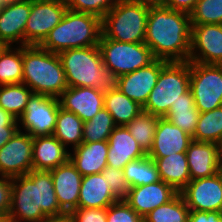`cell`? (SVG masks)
Returning a JSON list of instances; mask_svg holds the SVG:
<instances>
[{"mask_svg":"<svg viewBox=\"0 0 222 222\" xmlns=\"http://www.w3.org/2000/svg\"><path fill=\"white\" fill-rule=\"evenodd\" d=\"M64 215L50 171L33 169L12 178L10 222H44L47 218Z\"/></svg>","mask_w":222,"mask_h":222,"instance_id":"1","label":"cell"},{"mask_svg":"<svg viewBox=\"0 0 222 222\" xmlns=\"http://www.w3.org/2000/svg\"><path fill=\"white\" fill-rule=\"evenodd\" d=\"M192 25L190 14L164 5H150L144 43L156 59L188 61Z\"/></svg>","mask_w":222,"mask_h":222,"instance_id":"2","label":"cell"},{"mask_svg":"<svg viewBox=\"0 0 222 222\" xmlns=\"http://www.w3.org/2000/svg\"><path fill=\"white\" fill-rule=\"evenodd\" d=\"M23 80L33 93L59 98L68 88L58 53L39 45L22 46Z\"/></svg>","mask_w":222,"mask_h":222,"instance_id":"3","label":"cell"},{"mask_svg":"<svg viewBox=\"0 0 222 222\" xmlns=\"http://www.w3.org/2000/svg\"><path fill=\"white\" fill-rule=\"evenodd\" d=\"M102 35L101 19L95 15L68 10L39 45L42 49L59 53L66 49L98 46Z\"/></svg>","mask_w":222,"mask_h":222,"instance_id":"4","label":"cell"},{"mask_svg":"<svg viewBox=\"0 0 222 222\" xmlns=\"http://www.w3.org/2000/svg\"><path fill=\"white\" fill-rule=\"evenodd\" d=\"M58 55L68 87H93L105 90L112 84L98 46L66 49Z\"/></svg>","mask_w":222,"mask_h":222,"instance_id":"5","label":"cell"},{"mask_svg":"<svg viewBox=\"0 0 222 222\" xmlns=\"http://www.w3.org/2000/svg\"><path fill=\"white\" fill-rule=\"evenodd\" d=\"M149 6L132 0H117L101 19L102 36L120 42L143 43Z\"/></svg>","mask_w":222,"mask_h":222,"instance_id":"6","label":"cell"},{"mask_svg":"<svg viewBox=\"0 0 222 222\" xmlns=\"http://www.w3.org/2000/svg\"><path fill=\"white\" fill-rule=\"evenodd\" d=\"M190 90V61H168L160 71L143 111L164 117L171 105Z\"/></svg>","mask_w":222,"mask_h":222,"instance_id":"7","label":"cell"},{"mask_svg":"<svg viewBox=\"0 0 222 222\" xmlns=\"http://www.w3.org/2000/svg\"><path fill=\"white\" fill-rule=\"evenodd\" d=\"M98 48L112 81L121 75L145 67L156 59L144 42H120L101 35Z\"/></svg>","mask_w":222,"mask_h":222,"instance_id":"8","label":"cell"},{"mask_svg":"<svg viewBox=\"0 0 222 222\" xmlns=\"http://www.w3.org/2000/svg\"><path fill=\"white\" fill-rule=\"evenodd\" d=\"M190 90L199 113L222 106V65L190 62Z\"/></svg>","mask_w":222,"mask_h":222,"instance_id":"9","label":"cell"},{"mask_svg":"<svg viewBox=\"0 0 222 222\" xmlns=\"http://www.w3.org/2000/svg\"><path fill=\"white\" fill-rule=\"evenodd\" d=\"M64 0H31V11L24 31V46L40 45L67 11Z\"/></svg>","mask_w":222,"mask_h":222,"instance_id":"10","label":"cell"},{"mask_svg":"<svg viewBox=\"0 0 222 222\" xmlns=\"http://www.w3.org/2000/svg\"><path fill=\"white\" fill-rule=\"evenodd\" d=\"M59 107V98L32 93L17 121L22 122L27 131L25 133L33 138L51 136L55 130Z\"/></svg>","mask_w":222,"mask_h":222,"instance_id":"11","label":"cell"},{"mask_svg":"<svg viewBox=\"0 0 222 222\" xmlns=\"http://www.w3.org/2000/svg\"><path fill=\"white\" fill-rule=\"evenodd\" d=\"M33 137L20 129L0 148V176L10 178L26 175L33 170Z\"/></svg>","mask_w":222,"mask_h":222,"instance_id":"12","label":"cell"},{"mask_svg":"<svg viewBox=\"0 0 222 222\" xmlns=\"http://www.w3.org/2000/svg\"><path fill=\"white\" fill-rule=\"evenodd\" d=\"M190 211L222 213V175L191 180L180 192Z\"/></svg>","mask_w":222,"mask_h":222,"instance_id":"13","label":"cell"},{"mask_svg":"<svg viewBox=\"0 0 222 222\" xmlns=\"http://www.w3.org/2000/svg\"><path fill=\"white\" fill-rule=\"evenodd\" d=\"M191 25L192 33L188 61L222 65V24ZM198 50L200 54H196Z\"/></svg>","mask_w":222,"mask_h":222,"instance_id":"14","label":"cell"},{"mask_svg":"<svg viewBox=\"0 0 222 222\" xmlns=\"http://www.w3.org/2000/svg\"><path fill=\"white\" fill-rule=\"evenodd\" d=\"M167 62L163 59H155L145 67L117 77L112 81V84L143 107L157 83L161 68Z\"/></svg>","mask_w":222,"mask_h":222,"instance_id":"15","label":"cell"},{"mask_svg":"<svg viewBox=\"0 0 222 222\" xmlns=\"http://www.w3.org/2000/svg\"><path fill=\"white\" fill-rule=\"evenodd\" d=\"M104 94L105 90L93 87H68L59 96V103L61 108L86 122L104 107Z\"/></svg>","mask_w":222,"mask_h":222,"instance_id":"16","label":"cell"},{"mask_svg":"<svg viewBox=\"0 0 222 222\" xmlns=\"http://www.w3.org/2000/svg\"><path fill=\"white\" fill-rule=\"evenodd\" d=\"M31 11V0L0 5V42L4 46L20 43L24 46V31Z\"/></svg>","mask_w":222,"mask_h":222,"instance_id":"17","label":"cell"},{"mask_svg":"<svg viewBox=\"0 0 222 222\" xmlns=\"http://www.w3.org/2000/svg\"><path fill=\"white\" fill-rule=\"evenodd\" d=\"M50 173L59 206L66 214H69L72 210L78 208L83 176L77 171L70 159L50 170Z\"/></svg>","mask_w":222,"mask_h":222,"instance_id":"18","label":"cell"},{"mask_svg":"<svg viewBox=\"0 0 222 222\" xmlns=\"http://www.w3.org/2000/svg\"><path fill=\"white\" fill-rule=\"evenodd\" d=\"M178 192L165 183H156L131 187L124 201L143 218L160 205L172 200Z\"/></svg>","mask_w":222,"mask_h":222,"instance_id":"19","label":"cell"},{"mask_svg":"<svg viewBox=\"0 0 222 222\" xmlns=\"http://www.w3.org/2000/svg\"><path fill=\"white\" fill-rule=\"evenodd\" d=\"M192 136L173 125L168 119L159 117L153 139L150 157H167L179 152H186Z\"/></svg>","mask_w":222,"mask_h":222,"instance_id":"20","label":"cell"},{"mask_svg":"<svg viewBox=\"0 0 222 222\" xmlns=\"http://www.w3.org/2000/svg\"><path fill=\"white\" fill-rule=\"evenodd\" d=\"M185 153L191 180L211 177L220 171L218 144L192 140Z\"/></svg>","mask_w":222,"mask_h":222,"instance_id":"21","label":"cell"},{"mask_svg":"<svg viewBox=\"0 0 222 222\" xmlns=\"http://www.w3.org/2000/svg\"><path fill=\"white\" fill-rule=\"evenodd\" d=\"M108 144V167L123 170L125 165L130 161L147 155L130 134L126 126H116L109 136Z\"/></svg>","mask_w":222,"mask_h":222,"instance_id":"22","label":"cell"},{"mask_svg":"<svg viewBox=\"0 0 222 222\" xmlns=\"http://www.w3.org/2000/svg\"><path fill=\"white\" fill-rule=\"evenodd\" d=\"M65 148L53 135L33 138V169L50 171L66 163L70 153Z\"/></svg>","mask_w":222,"mask_h":222,"instance_id":"23","label":"cell"},{"mask_svg":"<svg viewBox=\"0 0 222 222\" xmlns=\"http://www.w3.org/2000/svg\"><path fill=\"white\" fill-rule=\"evenodd\" d=\"M108 141L81 143L70 153V161L82 175L101 173L107 167Z\"/></svg>","mask_w":222,"mask_h":222,"instance_id":"24","label":"cell"},{"mask_svg":"<svg viewBox=\"0 0 222 222\" xmlns=\"http://www.w3.org/2000/svg\"><path fill=\"white\" fill-rule=\"evenodd\" d=\"M118 200L101 173L83 176L78 208H108Z\"/></svg>","mask_w":222,"mask_h":222,"instance_id":"25","label":"cell"},{"mask_svg":"<svg viewBox=\"0 0 222 222\" xmlns=\"http://www.w3.org/2000/svg\"><path fill=\"white\" fill-rule=\"evenodd\" d=\"M162 181L180 193L191 181L185 152H179L167 157H151Z\"/></svg>","mask_w":222,"mask_h":222,"instance_id":"26","label":"cell"},{"mask_svg":"<svg viewBox=\"0 0 222 222\" xmlns=\"http://www.w3.org/2000/svg\"><path fill=\"white\" fill-rule=\"evenodd\" d=\"M104 108L111 114L116 126H126L142 111L143 107L111 84L105 89Z\"/></svg>","mask_w":222,"mask_h":222,"instance_id":"27","label":"cell"},{"mask_svg":"<svg viewBox=\"0 0 222 222\" xmlns=\"http://www.w3.org/2000/svg\"><path fill=\"white\" fill-rule=\"evenodd\" d=\"M199 111L195 106L192 91L182 94V98L173 103L164 116L173 125L193 136L197 127Z\"/></svg>","mask_w":222,"mask_h":222,"instance_id":"28","label":"cell"},{"mask_svg":"<svg viewBox=\"0 0 222 222\" xmlns=\"http://www.w3.org/2000/svg\"><path fill=\"white\" fill-rule=\"evenodd\" d=\"M83 120L73 112L59 107L57 121L53 136L65 147L73 144V148L83 142Z\"/></svg>","mask_w":222,"mask_h":222,"instance_id":"29","label":"cell"},{"mask_svg":"<svg viewBox=\"0 0 222 222\" xmlns=\"http://www.w3.org/2000/svg\"><path fill=\"white\" fill-rule=\"evenodd\" d=\"M123 173L130 188L161 181L157 166L148 155L127 163Z\"/></svg>","mask_w":222,"mask_h":222,"instance_id":"30","label":"cell"},{"mask_svg":"<svg viewBox=\"0 0 222 222\" xmlns=\"http://www.w3.org/2000/svg\"><path fill=\"white\" fill-rule=\"evenodd\" d=\"M4 46L0 51V86L20 84L23 80L22 46Z\"/></svg>","mask_w":222,"mask_h":222,"instance_id":"31","label":"cell"},{"mask_svg":"<svg viewBox=\"0 0 222 222\" xmlns=\"http://www.w3.org/2000/svg\"><path fill=\"white\" fill-rule=\"evenodd\" d=\"M32 93L33 91L24 83L1 85L0 107L18 120Z\"/></svg>","mask_w":222,"mask_h":222,"instance_id":"32","label":"cell"},{"mask_svg":"<svg viewBox=\"0 0 222 222\" xmlns=\"http://www.w3.org/2000/svg\"><path fill=\"white\" fill-rule=\"evenodd\" d=\"M192 140L215 144L222 141V106L200 113Z\"/></svg>","mask_w":222,"mask_h":222,"instance_id":"33","label":"cell"},{"mask_svg":"<svg viewBox=\"0 0 222 222\" xmlns=\"http://www.w3.org/2000/svg\"><path fill=\"white\" fill-rule=\"evenodd\" d=\"M159 117L142 111L126 125V128L138 142L143 151L148 154L153 146L156 127Z\"/></svg>","mask_w":222,"mask_h":222,"instance_id":"34","label":"cell"},{"mask_svg":"<svg viewBox=\"0 0 222 222\" xmlns=\"http://www.w3.org/2000/svg\"><path fill=\"white\" fill-rule=\"evenodd\" d=\"M190 209L186 202L178 193L172 200L160 205L149 212L144 218V222H188Z\"/></svg>","mask_w":222,"mask_h":222,"instance_id":"35","label":"cell"},{"mask_svg":"<svg viewBox=\"0 0 222 222\" xmlns=\"http://www.w3.org/2000/svg\"><path fill=\"white\" fill-rule=\"evenodd\" d=\"M115 127L111 114L103 107L91 120L84 122L83 143L108 141Z\"/></svg>","mask_w":222,"mask_h":222,"instance_id":"36","label":"cell"},{"mask_svg":"<svg viewBox=\"0 0 222 222\" xmlns=\"http://www.w3.org/2000/svg\"><path fill=\"white\" fill-rule=\"evenodd\" d=\"M190 19L191 24H222V0H198Z\"/></svg>","mask_w":222,"mask_h":222,"instance_id":"37","label":"cell"},{"mask_svg":"<svg viewBox=\"0 0 222 222\" xmlns=\"http://www.w3.org/2000/svg\"><path fill=\"white\" fill-rule=\"evenodd\" d=\"M68 10L88 13L102 19L117 3V0H64Z\"/></svg>","mask_w":222,"mask_h":222,"instance_id":"38","label":"cell"},{"mask_svg":"<svg viewBox=\"0 0 222 222\" xmlns=\"http://www.w3.org/2000/svg\"><path fill=\"white\" fill-rule=\"evenodd\" d=\"M101 174L108 182L112 193L119 200H124L129 193L130 187L126 182L123 170L107 166L101 171Z\"/></svg>","mask_w":222,"mask_h":222,"instance_id":"39","label":"cell"},{"mask_svg":"<svg viewBox=\"0 0 222 222\" xmlns=\"http://www.w3.org/2000/svg\"><path fill=\"white\" fill-rule=\"evenodd\" d=\"M107 222H144L124 200H118L107 208Z\"/></svg>","mask_w":222,"mask_h":222,"instance_id":"40","label":"cell"},{"mask_svg":"<svg viewBox=\"0 0 222 222\" xmlns=\"http://www.w3.org/2000/svg\"><path fill=\"white\" fill-rule=\"evenodd\" d=\"M68 215L73 222H107V208H75Z\"/></svg>","mask_w":222,"mask_h":222,"instance_id":"41","label":"cell"},{"mask_svg":"<svg viewBox=\"0 0 222 222\" xmlns=\"http://www.w3.org/2000/svg\"><path fill=\"white\" fill-rule=\"evenodd\" d=\"M17 119L0 107V148L19 130Z\"/></svg>","mask_w":222,"mask_h":222,"instance_id":"42","label":"cell"},{"mask_svg":"<svg viewBox=\"0 0 222 222\" xmlns=\"http://www.w3.org/2000/svg\"><path fill=\"white\" fill-rule=\"evenodd\" d=\"M12 178L1 176L0 178V214H9L11 205Z\"/></svg>","mask_w":222,"mask_h":222,"instance_id":"43","label":"cell"},{"mask_svg":"<svg viewBox=\"0 0 222 222\" xmlns=\"http://www.w3.org/2000/svg\"><path fill=\"white\" fill-rule=\"evenodd\" d=\"M188 222H222V213L216 211H190Z\"/></svg>","mask_w":222,"mask_h":222,"instance_id":"44","label":"cell"},{"mask_svg":"<svg viewBox=\"0 0 222 222\" xmlns=\"http://www.w3.org/2000/svg\"><path fill=\"white\" fill-rule=\"evenodd\" d=\"M198 0H164L163 5L176 11L190 14Z\"/></svg>","mask_w":222,"mask_h":222,"instance_id":"45","label":"cell"},{"mask_svg":"<svg viewBox=\"0 0 222 222\" xmlns=\"http://www.w3.org/2000/svg\"><path fill=\"white\" fill-rule=\"evenodd\" d=\"M44 222H73L71 217L66 214L61 217H52V218H47Z\"/></svg>","mask_w":222,"mask_h":222,"instance_id":"46","label":"cell"},{"mask_svg":"<svg viewBox=\"0 0 222 222\" xmlns=\"http://www.w3.org/2000/svg\"><path fill=\"white\" fill-rule=\"evenodd\" d=\"M132 1L141 2L148 5H163L164 3V0H132Z\"/></svg>","mask_w":222,"mask_h":222,"instance_id":"47","label":"cell"},{"mask_svg":"<svg viewBox=\"0 0 222 222\" xmlns=\"http://www.w3.org/2000/svg\"><path fill=\"white\" fill-rule=\"evenodd\" d=\"M219 164L222 166V141L218 144Z\"/></svg>","mask_w":222,"mask_h":222,"instance_id":"48","label":"cell"},{"mask_svg":"<svg viewBox=\"0 0 222 222\" xmlns=\"http://www.w3.org/2000/svg\"><path fill=\"white\" fill-rule=\"evenodd\" d=\"M0 222H10V218L7 214H0Z\"/></svg>","mask_w":222,"mask_h":222,"instance_id":"49","label":"cell"},{"mask_svg":"<svg viewBox=\"0 0 222 222\" xmlns=\"http://www.w3.org/2000/svg\"><path fill=\"white\" fill-rule=\"evenodd\" d=\"M17 1H20V0H0V5L12 3V2H17Z\"/></svg>","mask_w":222,"mask_h":222,"instance_id":"50","label":"cell"},{"mask_svg":"<svg viewBox=\"0 0 222 222\" xmlns=\"http://www.w3.org/2000/svg\"><path fill=\"white\" fill-rule=\"evenodd\" d=\"M3 47L4 45L0 42V51L2 50Z\"/></svg>","mask_w":222,"mask_h":222,"instance_id":"51","label":"cell"},{"mask_svg":"<svg viewBox=\"0 0 222 222\" xmlns=\"http://www.w3.org/2000/svg\"><path fill=\"white\" fill-rule=\"evenodd\" d=\"M220 173H221V175H222V166H220V171H219Z\"/></svg>","mask_w":222,"mask_h":222,"instance_id":"52","label":"cell"}]
</instances>
